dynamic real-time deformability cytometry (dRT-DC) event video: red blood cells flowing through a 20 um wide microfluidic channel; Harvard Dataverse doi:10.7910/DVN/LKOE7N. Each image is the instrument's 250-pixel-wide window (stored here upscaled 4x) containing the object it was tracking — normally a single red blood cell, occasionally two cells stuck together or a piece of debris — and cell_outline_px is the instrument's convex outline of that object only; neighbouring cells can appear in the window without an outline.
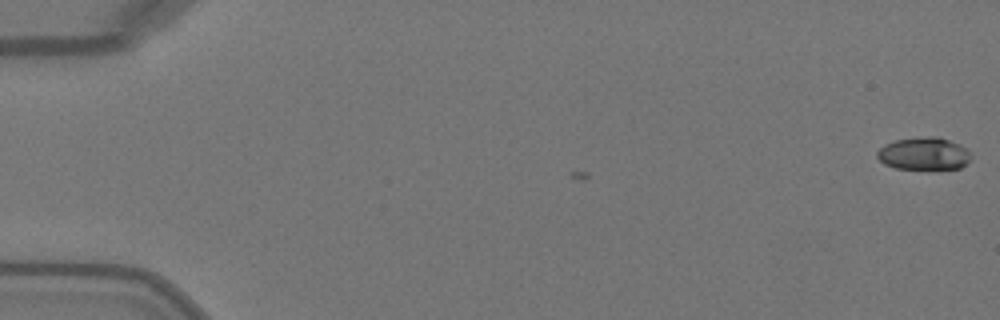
{"species": "Egyptian fruit bat (a non-hibernating species)", "species_latin": "Rousettus aegyptiacus", "temperature_condition": "warm", "stored_images_in_passage": 2, "camera_frame_rate_fps": 3000, "um_per_image_px": 0.085, "animal": {"sex": "female"}, "frame": {"image": 1, "passage_image": 2, "time_ms": 0.333, "image_size_px": [1000, 320], "cell_outline_px": [[972, 156], [960, 168], [932, 172], [896, 168], [884, 164], [876, 156], [876, 152], [884, 144], [896, 140], [920, 136], [940, 136], [960, 144], [968, 148]], "centroid_in_image_um": [78.55, 13.09], "position_along_channel_um": 6.4, "area_um2": 18.79}}